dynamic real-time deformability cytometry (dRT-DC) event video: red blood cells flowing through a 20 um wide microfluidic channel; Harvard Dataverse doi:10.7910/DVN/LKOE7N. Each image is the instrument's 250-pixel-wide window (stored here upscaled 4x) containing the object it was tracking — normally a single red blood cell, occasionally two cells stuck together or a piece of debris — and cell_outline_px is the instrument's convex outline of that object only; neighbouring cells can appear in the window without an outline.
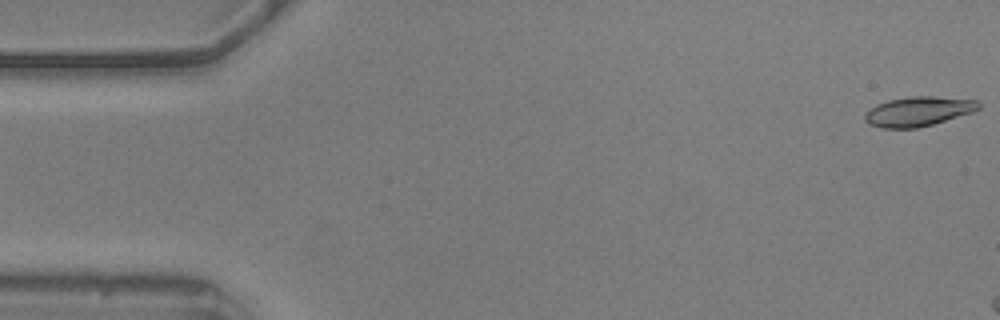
{"species": "common noctule bat (a hibernating species)", "species_latin": "Nyctalus noctula", "temperature_condition": "warm", "stored_images_in_passage": 11, "camera_frame_rate_fps": 3000, "um_per_image_px": 0.085, "animal": {"sex": "male", "body_mass_g": 20.5, "forearm_length_mm": 52.5}, "frame": {"image": 1, "passage_image": 1, "time_ms": 0.0, "image_size_px": [1000, 320], "cell_outline_px": [[980, 108], [972, 112], [932, 124], [916, 128], [884, 128], [868, 124], [864, 120], [864, 112], [876, 104], [888, 100], [908, 96], [932, 96], [976, 100], [980, 104]], "centroid_in_image_um": [78.0, 9.46], "position_along_channel_um": 7.0, "area_um2": 19.59}}